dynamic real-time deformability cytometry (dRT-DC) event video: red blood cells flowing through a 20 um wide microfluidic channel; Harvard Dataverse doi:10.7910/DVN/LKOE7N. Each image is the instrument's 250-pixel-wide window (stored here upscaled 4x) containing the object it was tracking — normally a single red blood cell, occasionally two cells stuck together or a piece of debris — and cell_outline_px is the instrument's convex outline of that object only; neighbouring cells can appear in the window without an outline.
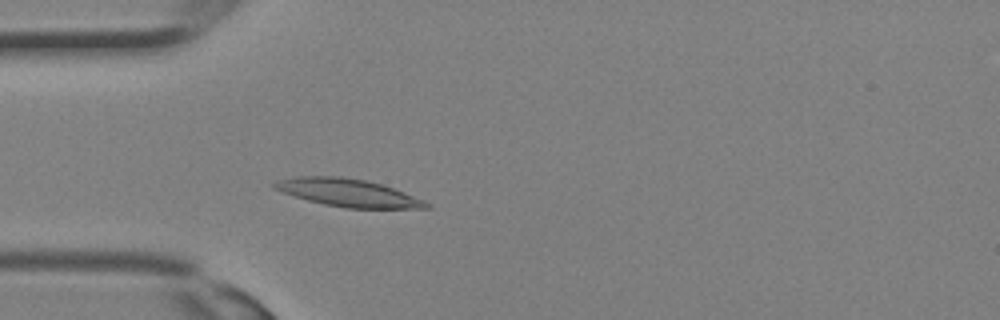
{"species": "Egyptian fruit bat (a non-hibernating species)", "species_latin": "Rousettus aegyptiacus", "temperature_condition": "room temperature", "stored_images_in_passage": 31, "camera_frame_rate_fps": 3000, "um_per_image_px": 0.085, "animal": {"sex": "female"}, "frame": {"image": 1, "passage_image": 8, "time_ms": 2.333, "image_size_px": [1000, 320], "cell_outline_px": [[432, 208], [344, 208], [324, 204], [308, 200], [272, 188], [268, 184], [276, 180], [296, 176], [340, 176], [364, 180], [380, 184], [404, 192], [424, 200]], "centroid_in_image_um": [29.52, 16.37], "position_along_channel_um": 55.5, "area_um2": 24.39}}
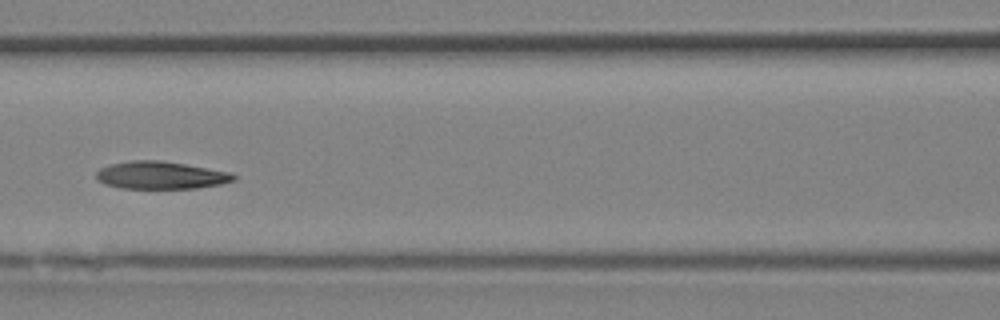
{"frame": {"image": 2, "passage_image": 13, "time_ms": 4.0, "image_size_px": [1000, 320], "cell_outline_px": [[236, 180], [220, 184], [196, 188], [120, 188], [104, 184], [96, 180], [96, 172], [100, 168], [112, 164], [132, 160], [160, 160], [232, 172], [236, 176]], "centroid_in_image_um": [13.66, 14.9], "position_along_channel_um": 152.9, "area_um2": 22.08}}
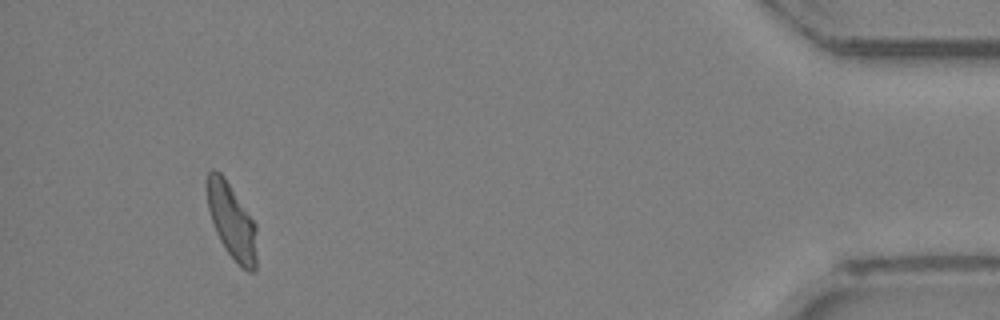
{"frame": {"image": 3, "passage_image": 29, "time_ms": 9.333, "image_size_px": [1000, 320], "cell_outline_px": [[256, 268], [252, 272], [248, 272], [228, 252], [220, 240], [216, 232], [208, 208], [204, 184], [204, 180], [208, 172], [212, 168], [220, 172], [224, 176], [256, 224]], "centroid_in_image_um": [19.66, 18.71], "position_along_channel_um": 415.5, "area_um2": 21.85}}